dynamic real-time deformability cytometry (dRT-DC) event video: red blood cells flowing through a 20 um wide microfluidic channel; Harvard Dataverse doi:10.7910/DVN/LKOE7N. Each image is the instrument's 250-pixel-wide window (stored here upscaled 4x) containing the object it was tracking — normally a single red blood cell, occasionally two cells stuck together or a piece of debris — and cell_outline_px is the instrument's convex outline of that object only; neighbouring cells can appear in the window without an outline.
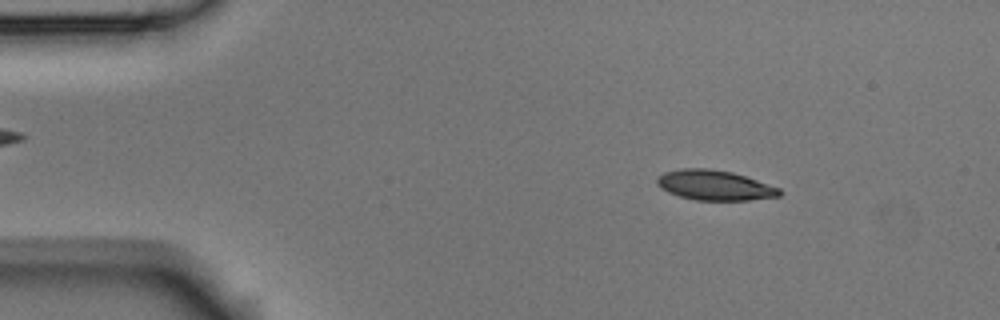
{"species": "Egyptian fruit bat (a non-hibernating species)", "species_latin": "Rousettus aegyptiacus", "temperature_condition": "room temperature", "stored_images_in_passage": 4, "camera_frame_rate_fps": 3000, "um_per_image_px": 0.085, "animal": {"sex": "male"}, "frame": {"image": 1, "passage_image": 2, "time_ms": 0.333, "image_size_px": [1000, 320], "cell_outline_px": [[784, 192], [780, 196], [748, 200], [696, 200], [680, 196], [668, 192], [660, 188], [656, 184], [656, 176], [664, 172], [680, 168], [708, 168], [732, 172], [780, 188]], "centroid_in_image_um": [60.71, 15.74], "position_along_channel_um": 24.3, "area_um2": 21.5}}